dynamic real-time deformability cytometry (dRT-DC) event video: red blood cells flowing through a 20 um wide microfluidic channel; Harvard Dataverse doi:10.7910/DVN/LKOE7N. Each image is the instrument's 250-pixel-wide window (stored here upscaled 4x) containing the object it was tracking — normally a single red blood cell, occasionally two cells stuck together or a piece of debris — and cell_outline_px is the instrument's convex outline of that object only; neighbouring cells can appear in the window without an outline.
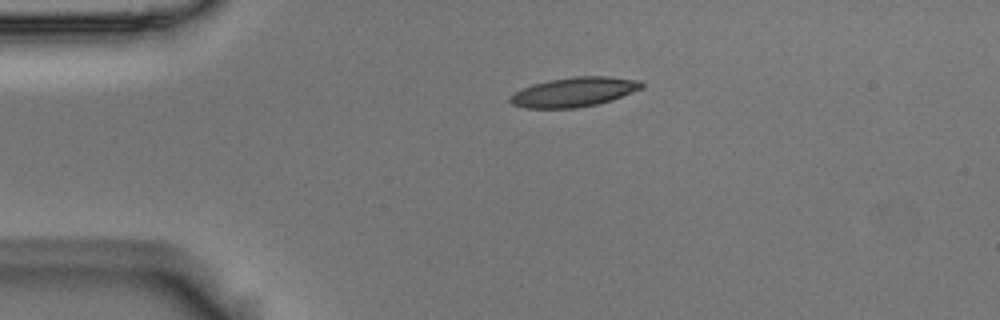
{"species": "Egyptian fruit bat (a non-hibernating species)", "species_latin": "Rousettus aegyptiacus", "temperature_condition": "room temperature", "stored_images_in_passage": 2, "camera_frame_rate_fps": 3000, "um_per_image_px": 0.085, "animal": {"sex": "male"}, "frame": {"image": 1, "passage_image": 1, "time_ms": 0.0, "image_size_px": [1000, 320], "cell_outline_px": [[644, 88], [612, 100], [596, 104], [576, 108], [528, 108], [512, 104], [508, 100], [508, 96], [524, 88], [548, 80], [572, 76], [608, 76], [640, 80], [644, 84]], "centroid_in_image_um": [48.83, 7.81], "position_along_channel_um": 36.2, "area_um2": 22.6}}